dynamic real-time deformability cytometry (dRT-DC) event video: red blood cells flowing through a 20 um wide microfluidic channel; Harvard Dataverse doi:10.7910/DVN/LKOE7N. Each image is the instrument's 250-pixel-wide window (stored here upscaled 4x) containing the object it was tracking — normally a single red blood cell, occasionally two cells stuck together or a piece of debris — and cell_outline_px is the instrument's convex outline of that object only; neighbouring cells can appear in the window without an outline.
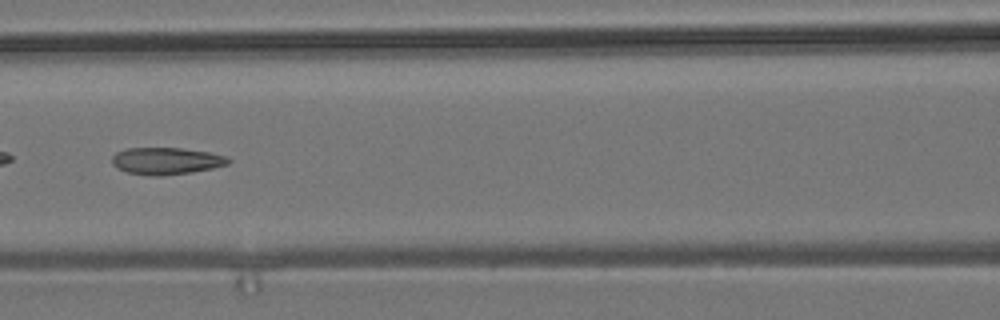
{"species": "common noctule bat (a hibernating species)", "species_latin": "Nyctalus noctula", "temperature_condition": "room temperature", "stored_images_in_passage": 7, "camera_frame_rate_fps": 3000, "um_per_image_px": 0.085, "animal": {"sex": "male", "body_mass_g": 19.2, "forearm_length_mm": 51.8}, "frame": {"image": 1, "passage_image": 7, "time_ms": 6.667, "image_size_px": [1000, 320], "cell_outline_px": [[232, 160], [228, 164], [212, 168], [192, 172], [160, 176], [152, 176], [128, 172], [116, 168], [112, 164], [112, 156], [116, 152], [128, 148], [180, 148], [208, 152], [228, 156]], "centroid_in_image_um": [14.13, 13.68], "position_along_channel_um": 152.5, "area_um2": 18.32}}